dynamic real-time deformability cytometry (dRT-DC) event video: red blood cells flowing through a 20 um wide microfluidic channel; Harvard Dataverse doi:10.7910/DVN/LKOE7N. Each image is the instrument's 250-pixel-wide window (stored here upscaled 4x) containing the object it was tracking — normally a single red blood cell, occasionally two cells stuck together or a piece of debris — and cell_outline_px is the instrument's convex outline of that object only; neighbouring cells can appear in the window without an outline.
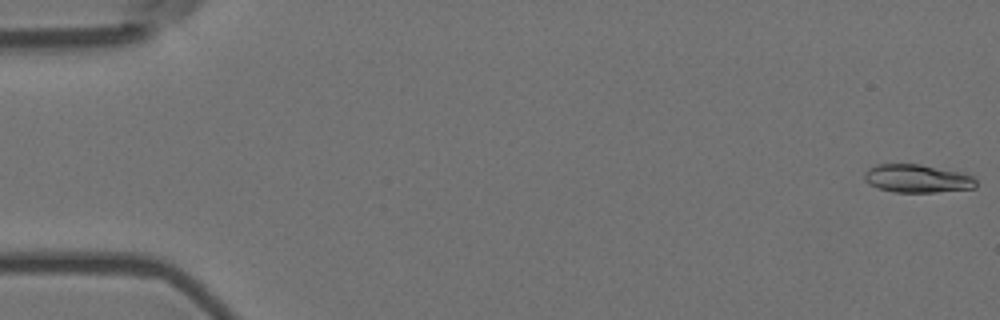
{"species": "Egyptian fruit bat (a non-hibernating species)", "species_latin": "Rousettus aegyptiacus", "temperature_condition": "room temperature", "stored_images_in_passage": 9, "camera_frame_rate_fps": 3000, "um_per_image_px": 0.085, "animal": {"sex": "female"}, "frame": {"image": 1, "passage_image": 1, "time_ms": 0.0, "image_size_px": [1000, 320], "cell_outline_px": [[976, 188], [936, 192], [896, 192], [880, 188], [868, 184], [864, 180], [864, 172], [868, 168], [876, 164], [920, 164], [960, 172], [972, 176], [976, 180]], "centroid_in_image_um": [77.95, 15.17], "position_along_channel_um": 7.1, "area_um2": 18.32}}
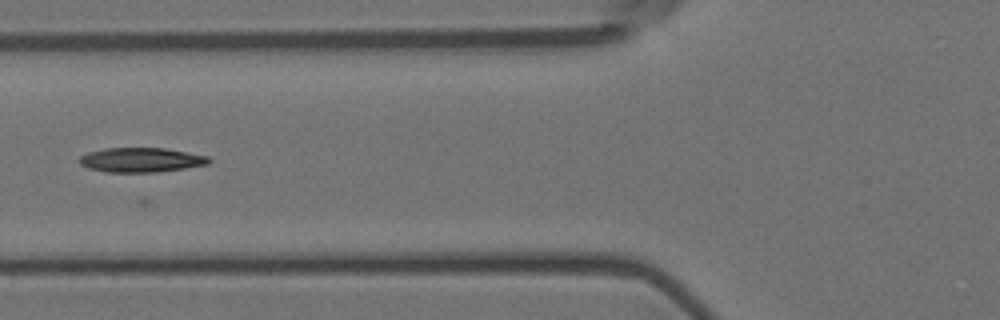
{"frame": {"image": 2, "passage_image": 7, "time_ms": 2.0, "image_size_px": [1000, 320], "cell_outline_px": [[212, 160], [208, 164], [184, 168], [156, 172], [108, 172], [88, 168], [80, 164], [80, 156], [88, 152], [104, 148], [164, 148], [208, 156]], "centroid_in_image_um": [11.98, 13.59], "position_along_channel_um": 113.8, "area_um2": 18.38}}